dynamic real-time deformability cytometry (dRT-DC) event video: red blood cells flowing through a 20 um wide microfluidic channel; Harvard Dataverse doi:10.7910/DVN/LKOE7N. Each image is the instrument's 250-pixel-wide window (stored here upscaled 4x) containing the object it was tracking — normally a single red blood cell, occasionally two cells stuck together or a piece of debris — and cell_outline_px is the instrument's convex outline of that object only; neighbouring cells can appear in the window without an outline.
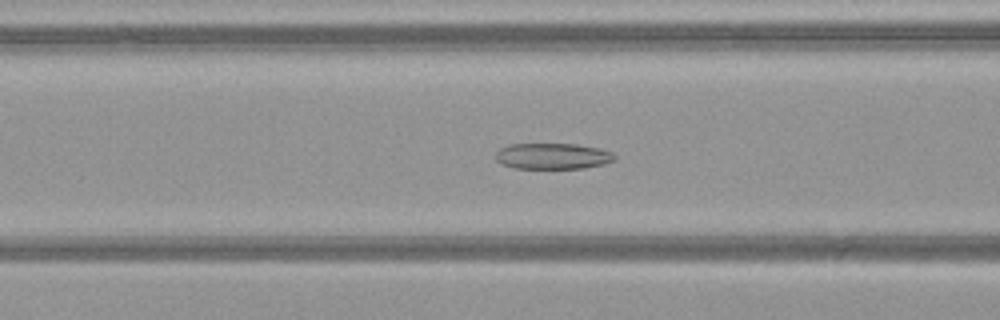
{"species": "common noctule bat (a hibernating species)", "species_latin": "Nyctalus noctula", "temperature_condition": "warm", "stored_images_in_passage": 48, "camera_frame_rate_fps": 3000, "um_per_image_px": 0.085, "animal": {"sex": "female", "body_mass_g": 21.9}, "frame": {"image": 1, "passage_image": 17, "time_ms": 5.333, "image_size_px": [1000, 320], "cell_outline_px": [[616, 160], [604, 164], [584, 168], [516, 168], [500, 164], [496, 160], [496, 152], [500, 148], [508, 144], [576, 144], [600, 148], [612, 152], [616, 156]], "centroid_in_image_um": [46.99, 13.27], "position_along_channel_um": 119.6, "area_um2": 18.15}}
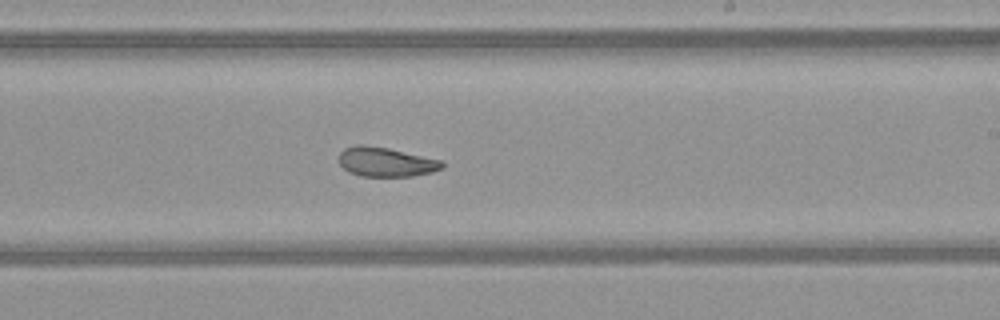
{"frame": {"image": 2, "passage_image": 27, "time_ms": 8.667, "image_size_px": [1000, 320], "cell_outline_px": [[444, 168], [432, 172], [412, 176], [360, 176], [348, 172], [340, 164], [340, 152], [344, 148], [356, 144], [364, 144], [388, 148], [444, 160]], "centroid_in_image_um": [32.83, 13.76], "position_along_channel_um": 256.2, "area_um2": 17.86}}
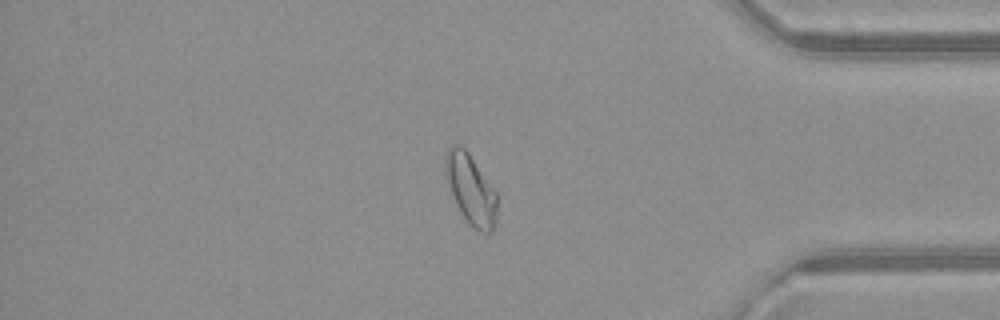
{"frame": {"image": 3, "passage_image": 39, "time_ms": 12.667, "image_size_px": [1000, 320], "cell_outline_px": [[496, 224], [492, 232], [480, 232], [472, 228], [468, 224], [460, 212], [456, 204], [444, 172], [444, 156], [448, 148], [452, 144], [460, 144], [468, 152], [496, 192]], "centroid_in_image_um": [39.99, 16.1], "position_along_channel_um": 395.2, "area_um2": 21.15}, "authors_computed_cell_mechanics": {"area_um2": 21.0681, "velocity_mm_per_s": 4.0907, "shape_relaxation_time_tau1_ms": 8.8823, "shape_relaxation_time_tau2_ms": 1.6169, "deformation_change_tau1": 0.1946, "deformation_change_tau2": 0.0773}}